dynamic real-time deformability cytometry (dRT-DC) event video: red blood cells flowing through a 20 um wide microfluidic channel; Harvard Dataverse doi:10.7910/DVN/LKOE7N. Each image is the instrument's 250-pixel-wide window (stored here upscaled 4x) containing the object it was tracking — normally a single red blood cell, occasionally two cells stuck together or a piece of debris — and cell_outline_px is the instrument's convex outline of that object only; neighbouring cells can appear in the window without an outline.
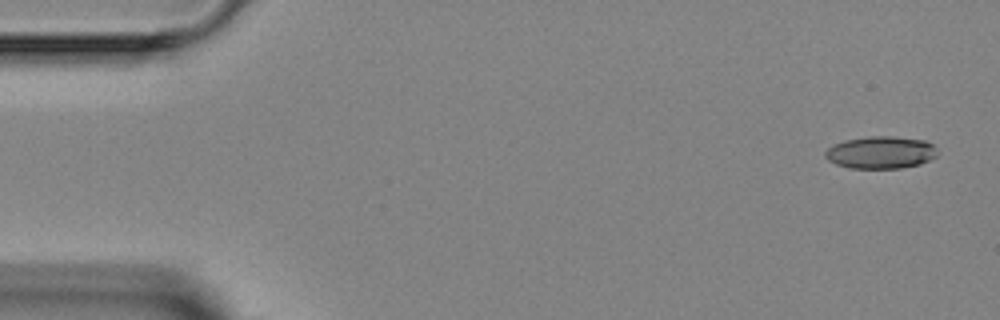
{"species": "Egyptian fruit bat (a non-hibernating species)", "species_latin": "Rousettus aegyptiacus", "temperature_condition": "room temperature", "stored_images_in_passage": 6, "camera_frame_rate_fps": 3000, "um_per_image_px": 0.085, "animal": {"sex": "female"}, "frame": {"image": 1, "passage_image": 1, "time_ms": 0.0, "image_size_px": [1000, 320], "cell_outline_px": [[936, 156], [920, 164], [900, 168], [848, 168], [836, 164], [828, 160], [824, 156], [824, 152], [832, 144], [844, 140], [868, 136], [892, 136], [924, 140], [932, 144], [936, 148]], "centroid_in_image_um": [74.82, 12.95], "position_along_channel_um": 10.2, "area_um2": 21.21}}
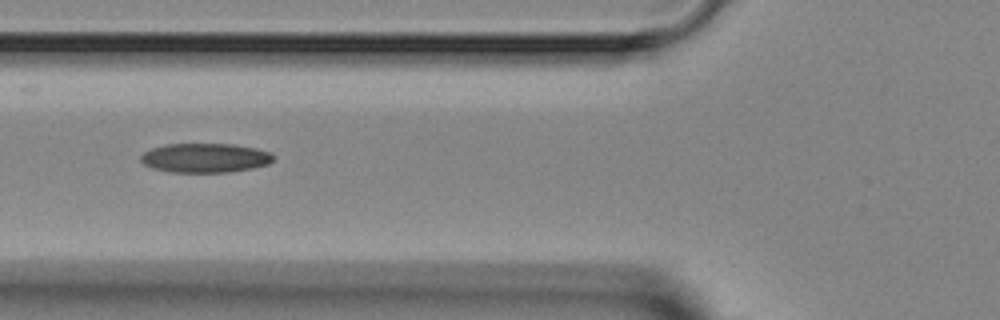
{"frame": {"image": 2, "passage_image": 5, "time_ms": 5.333, "image_size_px": [1000, 320], "cell_outline_px": [[276, 156], [268, 164], [252, 168], [228, 172], [172, 172], [152, 168], [144, 164], [140, 160], [140, 156], [144, 152], [152, 148], [164, 144], [232, 144], [256, 148], [272, 152]], "centroid_in_image_um": [17.44, 13.41], "position_along_channel_um": 108.4, "area_um2": 22.72}}
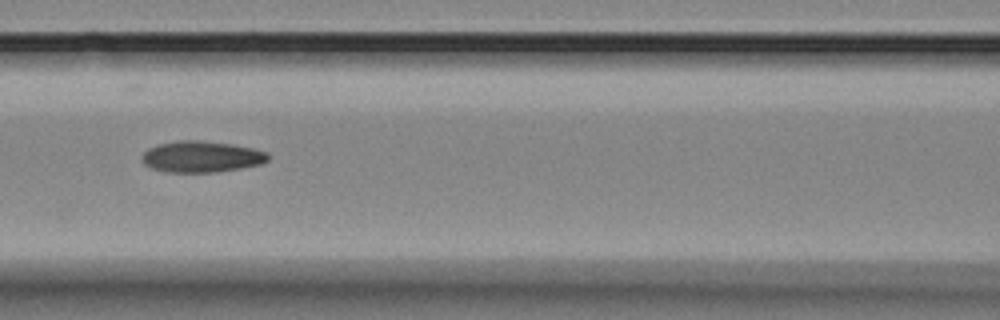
{"frame": {"image": 3, "passage_image": 6, "time_ms": 6.333, "image_size_px": [1000, 320], "cell_outline_px": [[268, 160], [260, 164], [240, 168], [216, 172], [164, 172], [152, 168], [144, 164], [140, 156], [148, 148], [160, 144], [176, 140], [200, 140], [232, 144], [252, 148], [268, 152]], "centroid_in_image_um": [17.1, 13.31], "position_along_channel_um": 149.5, "area_um2": 23.0}}